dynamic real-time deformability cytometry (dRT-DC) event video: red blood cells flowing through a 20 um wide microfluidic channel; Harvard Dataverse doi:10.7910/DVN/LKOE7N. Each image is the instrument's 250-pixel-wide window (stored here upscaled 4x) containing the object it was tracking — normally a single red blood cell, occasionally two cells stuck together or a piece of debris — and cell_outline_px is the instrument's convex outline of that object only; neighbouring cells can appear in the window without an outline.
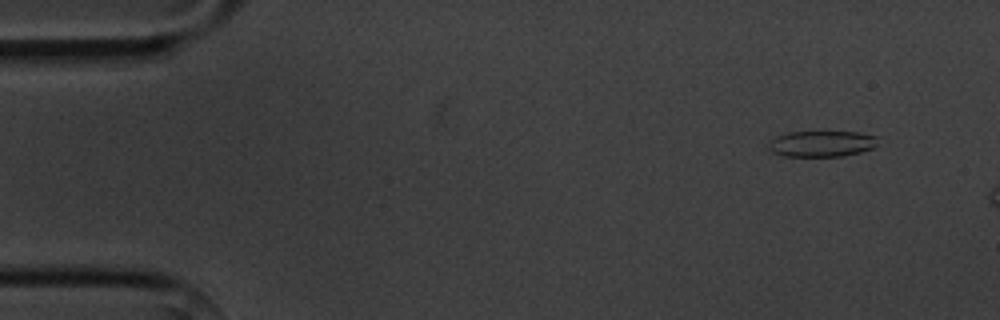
{"species": "common noctule bat (a hibernating species)", "species_latin": "Nyctalus noctula", "temperature_condition": "cold", "stored_images_in_passage": 3, "camera_frame_rate_fps": 3000, "um_per_image_px": 0.085, "animal": {"sex": "male", "body_mass_g": 20.1, "forearm_length_mm": 53.5}, "frame": {"image": 1, "passage_image": 1, "time_ms": 0.0, "image_size_px": [1000, 320], "cell_outline_px": [[876, 144], [872, 148], [860, 152], [844, 156], [784, 156], [772, 152], [768, 148], [768, 144], [776, 136], [788, 132], [860, 132], [876, 136]], "centroid_in_image_um": [69.82, 12.22], "position_along_channel_um": 15.2, "area_um2": 16.47}}